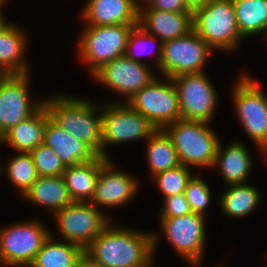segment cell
Here are the masks:
<instances>
[{
	"instance_id": "obj_20",
	"label": "cell",
	"mask_w": 267,
	"mask_h": 267,
	"mask_svg": "<svg viewBox=\"0 0 267 267\" xmlns=\"http://www.w3.org/2000/svg\"><path fill=\"white\" fill-rule=\"evenodd\" d=\"M43 143L59 156L65 167L90 161L97 156L86 144L58 126L51 118L46 122Z\"/></svg>"
},
{
	"instance_id": "obj_17",
	"label": "cell",
	"mask_w": 267,
	"mask_h": 267,
	"mask_svg": "<svg viewBox=\"0 0 267 267\" xmlns=\"http://www.w3.org/2000/svg\"><path fill=\"white\" fill-rule=\"evenodd\" d=\"M138 25L164 43L193 30V12H167L146 5L139 9Z\"/></svg>"
},
{
	"instance_id": "obj_26",
	"label": "cell",
	"mask_w": 267,
	"mask_h": 267,
	"mask_svg": "<svg viewBox=\"0 0 267 267\" xmlns=\"http://www.w3.org/2000/svg\"><path fill=\"white\" fill-rule=\"evenodd\" d=\"M50 233L29 267H75L85 249L68 241H55Z\"/></svg>"
},
{
	"instance_id": "obj_42",
	"label": "cell",
	"mask_w": 267,
	"mask_h": 267,
	"mask_svg": "<svg viewBox=\"0 0 267 267\" xmlns=\"http://www.w3.org/2000/svg\"><path fill=\"white\" fill-rule=\"evenodd\" d=\"M2 267H27V266H15V265L5 266V265H2Z\"/></svg>"
},
{
	"instance_id": "obj_27",
	"label": "cell",
	"mask_w": 267,
	"mask_h": 267,
	"mask_svg": "<svg viewBox=\"0 0 267 267\" xmlns=\"http://www.w3.org/2000/svg\"><path fill=\"white\" fill-rule=\"evenodd\" d=\"M145 142L150 176L180 165L173 141L165 130L157 129Z\"/></svg>"
},
{
	"instance_id": "obj_4",
	"label": "cell",
	"mask_w": 267,
	"mask_h": 267,
	"mask_svg": "<svg viewBox=\"0 0 267 267\" xmlns=\"http://www.w3.org/2000/svg\"><path fill=\"white\" fill-rule=\"evenodd\" d=\"M164 130L173 141L180 164L192 169H213L221 140L209 123L179 119Z\"/></svg>"
},
{
	"instance_id": "obj_33",
	"label": "cell",
	"mask_w": 267,
	"mask_h": 267,
	"mask_svg": "<svg viewBox=\"0 0 267 267\" xmlns=\"http://www.w3.org/2000/svg\"><path fill=\"white\" fill-rule=\"evenodd\" d=\"M210 186L199 176H192L186 186L185 197L193 213L205 216L207 207L211 203Z\"/></svg>"
},
{
	"instance_id": "obj_29",
	"label": "cell",
	"mask_w": 267,
	"mask_h": 267,
	"mask_svg": "<svg viewBox=\"0 0 267 267\" xmlns=\"http://www.w3.org/2000/svg\"><path fill=\"white\" fill-rule=\"evenodd\" d=\"M3 170L9 182L17 188L21 196L38 178L30 152H18L15 156H11L3 165Z\"/></svg>"
},
{
	"instance_id": "obj_1",
	"label": "cell",
	"mask_w": 267,
	"mask_h": 267,
	"mask_svg": "<svg viewBox=\"0 0 267 267\" xmlns=\"http://www.w3.org/2000/svg\"><path fill=\"white\" fill-rule=\"evenodd\" d=\"M159 236L154 230L116 227L111 221L85 252L106 267H152Z\"/></svg>"
},
{
	"instance_id": "obj_10",
	"label": "cell",
	"mask_w": 267,
	"mask_h": 267,
	"mask_svg": "<svg viewBox=\"0 0 267 267\" xmlns=\"http://www.w3.org/2000/svg\"><path fill=\"white\" fill-rule=\"evenodd\" d=\"M206 216L193 213L171 218H158L159 231L171 248L191 267H201L206 243ZM161 229V230H160Z\"/></svg>"
},
{
	"instance_id": "obj_43",
	"label": "cell",
	"mask_w": 267,
	"mask_h": 267,
	"mask_svg": "<svg viewBox=\"0 0 267 267\" xmlns=\"http://www.w3.org/2000/svg\"><path fill=\"white\" fill-rule=\"evenodd\" d=\"M264 36H265V38H266V39H264V40L267 42V30L265 31Z\"/></svg>"
},
{
	"instance_id": "obj_15",
	"label": "cell",
	"mask_w": 267,
	"mask_h": 267,
	"mask_svg": "<svg viewBox=\"0 0 267 267\" xmlns=\"http://www.w3.org/2000/svg\"><path fill=\"white\" fill-rule=\"evenodd\" d=\"M144 62L131 60L125 55L113 59L98 69L92 78L115 93L122 95L127 102L132 96L147 86L156 76Z\"/></svg>"
},
{
	"instance_id": "obj_6",
	"label": "cell",
	"mask_w": 267,
	"mask_h": 267,
	"mask_svg": "<svg viewBox=\"0 0 267 267\" xmlns=\"http://www.w3.org/2000/svg\"><path fill=\"white\" fill-rule=\"evenodd\" d=\"M135 25L83 26L76 48L79 60L91 76L104 64L125 54L128 36Z\"/></svg>"
},
{
	"instance_id": "obj_16",
	"label": "cell",
	"mask_w": 267,
	"mask_h": 267,
	"mask_svg": "<svg viewBox=\"0 0 267 267\" xmlns=\"http://www.w3.org/2000/svg\"><path fill=\"white\" fill-rule=\"evenodd\" d=\"M115 167V168H114ZM116 169L112 159L100 168L94 194L90 203L100 210L128 204L138 196L140 183L128 171ZM103 207V208H102Z\"/></svg>"
},
{
	"instance_id": "obj_18",
	"label": "cell",
	"mask_w": 267,
	"mask_h": 267,
	"mask_svg": "<svg viewBox=\"0 0 267 267\" xmlns=\"http://www.w3.org/2000/svg\"><path fill=\"white\" fill-rule=\"evenodd\" d=\"M82 18L85 25L138 24L139 8L133 0H87Z\"/></svg>"
},
{
	"instance_id": "obj_40",
	"label": "cell",
	"mask_w": 267,
	"mask_h": 267,
	"mask_svg": "<svg viewBox=\"0 0 267 267\" xmlns=\"http://www.w3.org/2000/svg\"><path fill=\"white\" fill-rule=\"evenodd\" d=\"M9 0H0V7H5V4L8 2Z\"/></svg>"
},
{
	"instance_id": "obj_3",
	"label": "cell",
	"mask_w": 267,
	"mask_h": 267,
	"mask_svg": "<svg viewBox=\"0 0 267 267\" xmlns=\"http://www.w3.org/2000/svg\"><path fill=\"white\" fill-rule=\"evenodd\" d=\"M193 30L215 51L234 52L244 40L233 0H211L193 9Z\"/></svg>"
},
{
	"instance_id": "obj_34",
	"label": "cell",
	"mask_w": 267,
	"mask_h": 267,
	"mask_svg": "<svg viewBox=\"0 0 267 267\" xmlns=\"http://www.w3.org/2000/svg\"><path fill=\"white\" fill-rule=\"evenodd\" d=\"M163 199L164 204L157 218L181 217L192 212L185 193L167 196Z\"/></svg>"
},
{
	"instance_id": "obj_24",
	"label": "cell",
	"mask_w": 267,
	"mask_h": 267,
	"mask_svg": "<svg viewBox=\"0 0 267 267\" xmlns=\"http://www.w3.org/2000/svg\"><path fill=\"white\" fill-rule=\"evenodd\" d=\"M107 160L103 156H96L90 161L65 168L62 176L73 202L91 201L100 168Z\"/></svg>"
},
{
	"instance_id": "obj_35",
	"label": "cell",
	"mask_w": 267,
	"mask_h": 267,
	"mask_svg": "<svg viewBox=\"0 0 267 267\" xmlns=\"http://www.w3.org/2000/svg\"><path fill=\"white\" fill-rule=\"evenodd\" d=\"M149 6L167 12H193L184 0H152Z\"/></svg>"
},
{
	"instance_id": "obj_13",
	"label": "cell",
	"mask_w": 267,
	"mask_h": 267,
	"mask_svg": "<svg viewBox=\"0 0 267 267\" xmlns=\"http://www.w3.org/2000/svg\"><path fill=\"white\" fill-rule=\"evenodd\" d=\"M212 52L208 44L192 30L182 37L163 43L158 73L173 78L186 73L204 72Z\"/></svg>"
},
{
	"instance_id": "obj_5",
	"label": "cell",
	"mask_w": 267,
	"mask_h": 267,
	"mask_svg": "<svg viewBox=\"0 0 267 267\" xmlns=\"http://www.w3.org/2000/svg\"><path fill=\"white\" fill-rule=\"evenodd\" d=\"M239 76L231 93L234 111L245 134L258 146L267 161V94L252 75L244 72Z\"/></svg>"
},
{
	"instance_id": "obj_8",
	"label": "cell",
	"mask_w": 267,
	"mask_h": 267,
	"mask_svg": "<svg viewBox=\"0 0 267 267\" xmlns=\"http://www.w3.org/2000/svg\"><path fill=\"white\" fill-rule=\"evenodd\" d=\"M50 233L38 218L1 227L0 263L29 267Z\"/></svg>"
},
{
	"instance_id": "obj_14",
	"label": "cell",
	"mask_w": 267,
	"mask_h": 267,
	"mask_svg": "<svg viewBox=\"0 0 267 267\" xmlns=\"http://www.w3.org/2000/svg\"><path fill=\"white\" fill-rule=\"evenodd\" d=\"M29 84L30 73L4 75L0 79V138L43 104V99H31Z\"/></svg>"
},
{
	"instance_id": "obj_36",
	"label": "cell",
	"mask_w": 267,
	"mask_h": 267,
	"mask_svg": "<svg viewBox=\"0 0 267 267\" xmlns=\"http://www.w3.org/2000/svg\"><path fill=\"white\" fill-rule=\"evenodd\" d=\"M75 267H106V266L98 263L84 251L82 255L79 257Z\"/></svg>"
},
{
	"instance_id": "obj_39",
	"label": "cell",
	"mask_w": 267,
	"mask_h": 267,
	"mask_svg": "<svg viewBox=\"0 0 267 267\" xmlns=\"http://www.w3.org/2000/svg\"><path fill=\"white\" fill-rule=\"evenodd\" d=\"M136 6L140 9L143 6L149 5L152 0H133Z\"/></svg>"
},
{
	"instance_id": "obj_22",
	"label": "cell",
	"mask_w": 267,
	"mask_h": 267,
	"mask_svg": "<svg viewBox=\"0 0 267 267\" xmlns=\"http://www.w3.org/2000/svg\"><path fill=\"white\" fill-rule=\"evenodd\" d=\"M50 118L42 104L29 118L9 129L1 138L2 145H9L16 152H31L43 144L46 122Z\"/></svg>"
},
{
	"instance_id": "obj_37",
	"label": "cell",
	"mask_w": 267,
	"mask_h": 267,
	"mask_svg": "<svg viewBox=\"0 0 267 267\" xmlns=\"http://www.w3.org/2000/svg\"><path fill=\"white\" fill-rule=\"evenodd\" d=\"M186 4L191 8L194 9L195 7L200 6L201 4L206 3L207 1L211 0H184Z\"/></svg>"
},
{
	"instance_id": "obj_28",
	"label": "cell",
	"mask_w": 267,
	"mask_h": 267,
	"mask_svg": "<svg viewBox=\"0 0 267 267\" xmlns=\"http://www.w3.org/2000/svg\"><path fill=\"white\" fill-rule=\"evenodd\" d=\"M239 33L243 39L267 30V0H233Z\"/></svg>"
},
{
	"instance_id": "obj_12",
	"label": "cell",
	"mask_w": 267,
	"mask_h": 267,
	"mask_svg": "<svg viewBox=\"0 0 267 267\" xmlns=\"http://www.w3.org/2000/svg\"><path fill=\"white\" fill-rule=\"evenodd\" d=\"M171 79L177 90L181 119L210 124L219 99L208 75L186 73Z\"/></svg>"
},
{
	"instance_id": "obj_41",
	"label": "cell",
	"mask_w": 267,
	"mask_h": 267,
	"mask_svg": "<svg viewBox=\"0 0 267 267\" xmlns=\"http://www.w3.org/2000/svg\"><path fill=\"white\" fill-rule=\"evenodd\" d=\"M2 143H1V140H0V145H1ZM3 165H2V163H1V161H0V175H1V173L3 172V167H2Z\"/></svg>"
},
{
	"instance_id": "obj_23",
	"label": "cell",
	"mask_w": 267,
	"mask_h": 267,
	"mask_svg": "<svg viewBox=\"0 0 267 267\" xmlns=\"http://www.w3.org/2000/svg\"><path fill=\"white\" fill-rule=\"evenodd\" d=\"M23 198L38 207L44 206L50 211V215L73 203L62 175L38 176Z\"/></svg>"
},
{
	"instance_id": "obj_32",
	"label": "cell",
	"mask_w": 267,
	"mask_h": 267,
	"mask_svg": "<svg viewBox=\"0 0 267 267\" xmlns=\"http://www.w3.org/2000/svg\"><path fill=\"white\" fill-rule=\"evenodd\" d=\"M31 157L38 176H59L65 171V166L59 156L44 143L33 149Z\"/></svg>"
},
{
	"instance_id": "obj_7",
	"label": "cell",
	"mask_w": 267,
	"mask_h": 267,
	"mask_svg": "<svg viewBox=\"0 0 267 267\" xmlns=\"http://www.w3.org/2000/svg\"><path fill=\"white\" fill-rule=\"evenodd\" d=\"M102 156L112 159L110 145L147 140L157 129L128 103L102 102Z\"/></svg>"
},
{
	"instance_id": "obj_9",
	"label": "cell",
	"mask_w": 267,
	"mask_h": 267,
	"mask_svg": "<svg viewBox=\"0 0 267 267\" xmlns=\"http://www.w3.org/2000/svg\"><path fill=\"white\" fill-rule=\"evenodd\" d=\"M162 78L161 80L160 76L156 75L126 103L143 115L156 129L164 130L168 125L181 119V114L177 90L172 79Z\"/></svg>"
},
{
	"instance_id": "obj_44",
	"label": "cell",
	"mask_w": 267,
	"mask_h": 267,
	"mask_svg": "<svg viewBox=\"0 0 267 267\" xmlns=\"http://www.w3.org/2000/svg\"><path fill=\"white\" fill-rule=\"evenodd\" d=\"M4 76V74L0 70V79Z\"/></svg>"
},
{
	"instance_id": "obj_30",
	"label": "cell",
	"mask_w": 267,
	"mask_h": 267,
	"mask_svg": "<svg viewBox=\"0 0 267 267\" xmlns=\"http://www.w3.org/2000/svg\"><path fill=\"white\" fill-rule=\"evenodd\" d=\"M151 47H154V52L155 50H157L155 54L156 62L154 63L156 64L155 67H157L156 70H158L162 58L163 42L156 36L150 35L147 31H145L141 26L137 24L134 26L128 36L126 51L124 55L131 60L141 63L143 61H141L142 59L140 58V55L152 54L153 50H151ZM147 50H149L148 53Z\"/></svg>"
},
{
	"instance_id": "obj_25",
	"label": "cell",
	"mask_w": 267,
	"mask_h": 267,
	"mask_svg": "<svg viewBox=\"0 0 267 267\" xmlns=\"http://www.w3.org/2000/svg\"><path fill=\"white\" fill-rule=\"evenodd\" d=\"M260 202V189L253 184H234L228 185V188L221 195L219 208L227 217L238 219L253 213Z\"/></svg>"
},
{
	"instance_id": "obj_31",
	"label": "cell",
	"mask_w": 267,
	"mask_h": 267,
	"mask_svg": "<svg viewBox=\"0 0 267 267\" xmlns=\"http://www.w3.org/2000/svg\"><path fill=\"white\" fill-rule=\"evenodd\" d=\"M191 168L180 164L179 166L168 169L151 177L155 182L163 198L171 195L185 193L187 183L192 178Z\"/></svg>"
},
{
	"instance_id": "obj_38",
	"label": "cell",
	"mask_w": 267,
	"mask_h": 267,
	"mask_svg": "<svg viewBox=\"0 0 267 267\" xmlns=\"http://www.w3.org/2000/svg\"><path fill=\"white\" fill-rule=\"evenodd\" d=\"M4 8L6 7H0V31H2L5 27H7L11 22H8L4 17Z\"/></svg>"
},
{
	"instance_id": "obj_11",
	"label": "cell",
	"mask_w": 267,
	"mask_h": 267,
	"mask_svg": "<svg viewBox=\"0 0 267 267\" xmlns=\"http://www.w3.org/2000/svg\"><path fill=\"white\" fill-rule=\"evenodd\" d=\"M90 202H73L53 214L62 240L84 249L113 220Z\"/></svg>"
},
{
	"instance_id": "obj_21",
	"label": "cell",
	"mask_w": 267,
	"mask_h": 267,
	"mask_svg": "<svg viewBox=\"0 0 267 267\" xmlns=\"http://www.w3.org/2000/svg\"><path fill=\"white\" fill-rule=\"evenodd\" d=\"M27 37L26 31L14 23L0 31V70L4 75L30 73Z\"/></svg>"
},
{
	"instance_id": "obj_19",
	"label": "cell",
	"mask_w": 267,
	"mask_h": 267,
	"mask_svg": "<svg viewBox=\"0 0 267 267\" xmlns=\"http://www.w3.org/2000/svg\"><path fill=\"white\" fill-rule=\"evenodd\" d=\"M250 153L241 140L240 142L233 140L226 147H223L220 141L213 169L218 167L227 186L246 183L253 168V159Z\"/></svg>"
},
{
	"instance_id": "obj_2",
	"label": "cell",
	"mask_w": 267,
	"mask_h": 267,
	"mask_svg": "<svg viewBox=\"0 0 267 267\" xmlns=\"http://www.w3.org/2000/svg\"><path fill=\"white\" fill-rule=\"evenodd\" d=\"M43 104L58 126L86 144L97 156H102V103L55 93L45 97Z\"/></svg>"
}]
</instances>
